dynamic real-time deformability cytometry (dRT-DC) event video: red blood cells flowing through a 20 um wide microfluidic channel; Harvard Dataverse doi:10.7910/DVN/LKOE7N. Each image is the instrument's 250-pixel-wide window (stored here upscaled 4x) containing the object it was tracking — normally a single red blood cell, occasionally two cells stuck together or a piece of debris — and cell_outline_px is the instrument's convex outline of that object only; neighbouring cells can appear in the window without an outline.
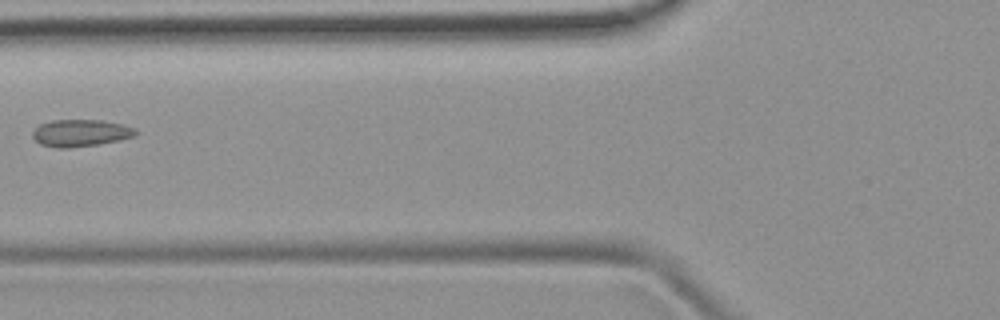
{"species": "common noctule bat (a hibernating species)", "species_latin": "Nyctalus noctula", "temperature_condition": "room temperature", "stored_images_in_passage": 3, "camera_frame_rate_fps": 3000, "um_per_image_px": 0.085, "animal": {"sex": "female", "body_mass_g": 19.9}, "frame": {"image": 1, "passage_image": 3, "time_ms": 2.333, "image_size_px": [1000, 320], "cell_outline_px": [[140, 132], [136, 136], [96, 144], [68, 148], [56, 148], [40, 144], [32, 136], [32, 132], [40, 124], [52, 120], [100, 120], [120, 124], [136, 128]], "centroid_in_image_um": [6.85, 11.3], "position_along_channel_um": 119.0, "area_um2": 16.13}}